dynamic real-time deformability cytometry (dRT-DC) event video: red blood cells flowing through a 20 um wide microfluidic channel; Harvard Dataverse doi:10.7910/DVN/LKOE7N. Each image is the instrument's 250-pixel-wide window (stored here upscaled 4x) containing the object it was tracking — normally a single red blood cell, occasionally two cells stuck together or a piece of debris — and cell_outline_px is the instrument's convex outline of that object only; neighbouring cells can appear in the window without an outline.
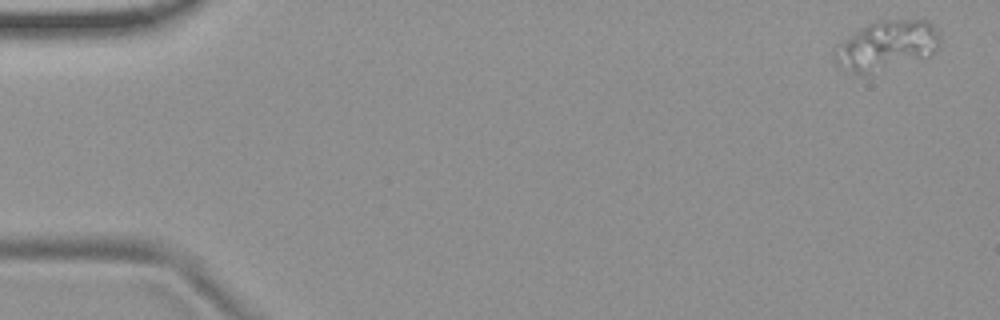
{"species": "common noctule bat (a hibernating species)", "species_latin": "Nyctalus noctula", "temperature_condition": "room temperature", "stored_images_in_passage": 5, "camera_frame_rate_fps": 3000, "um_per_image_px": 0.085, "animal": {"sex": "female", "body_mass_g": 19.9}, "frame": {"image": 1, "passage_image": 1, "time_ms": 0.0, "image_size_px": [1000, 320], "cell_outline_px": [[940, 40], [936, 48], [928, 56], [868, 72], [852, 72], [836, 64], [832, 52], [856, 32], [868, 24], [876, 20], [928, 20], [932, 24], [940, 36]], "centroid_in_image_um": [75.38, 3.81], "position_along_channel_um": 9.6, "area_um2": 29.02}}
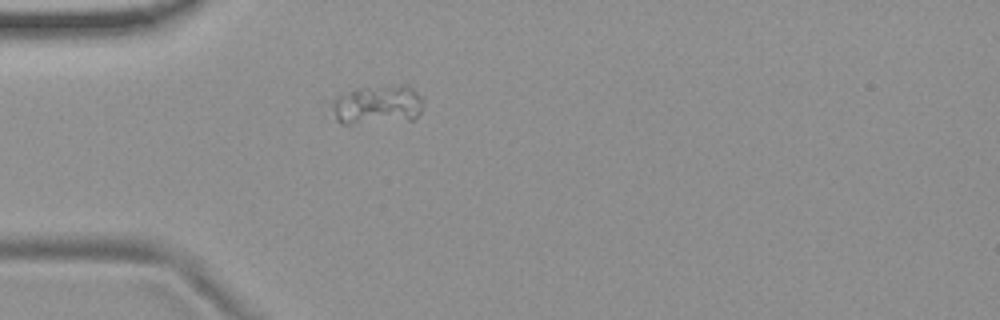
{"frame": {"image": 2, "passage_image": 5, "time_ms": 1.333, "image_size_px": [1000, 320], "cell_outline_px": [[424, 100], [420, 112], [412, 120], [352, 124], [340, 124], [336, 120], [332, 108], [332, 100], [336, 96], [360, 88], [392, 84], [408, 84]], "centroid_in_image_um": [32.09, 8.9], "position_along_channel_um": 52.9, "area_um2": 21.21}}